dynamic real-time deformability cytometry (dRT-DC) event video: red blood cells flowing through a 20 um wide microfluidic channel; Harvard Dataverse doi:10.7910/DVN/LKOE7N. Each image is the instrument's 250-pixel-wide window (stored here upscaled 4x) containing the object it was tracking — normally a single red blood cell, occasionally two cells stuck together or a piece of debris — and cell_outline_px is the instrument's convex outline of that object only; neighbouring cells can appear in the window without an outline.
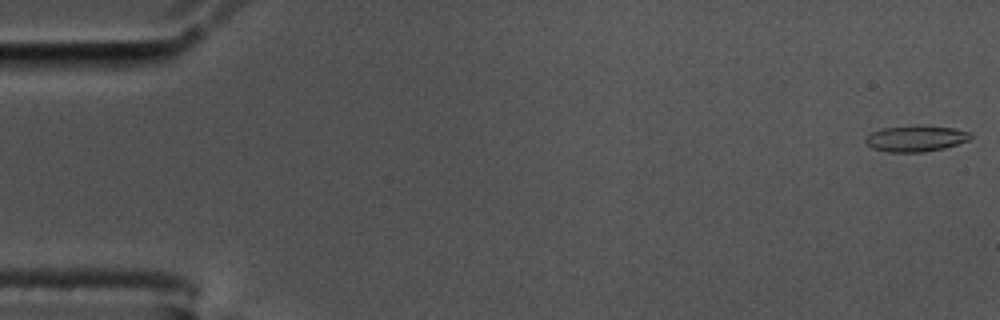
{"species": "common noctule bat (a hibernating species)", "species_latin": "Nyctalus noctula", "temperature_condition": "cold", "stored_images_in_passage": 58, "camera_frame_rate_fps": 3000, "um_per_image_px": 0.085, "animal": {"sex": "male", "body_mass_g": 17.5, "forearm_length_mm": 52.3}, "frame": {"image": 1, "passage_image": 1, "time_ms": 0.0, "image_size_px": [1000, 320], "cell_outline_px": [[972, 136], [968, 140], [944, 148], [924, 152], [888, 152], [872, 148], [864, 140], [864, 136], [880, 128], [916, 124], [920, 124], [952, 128], [968, 132]], "centroid_in_image_um": [77.78, 11.75], "position_along_channel_um": 7.2, "area_um2": 16.18}}
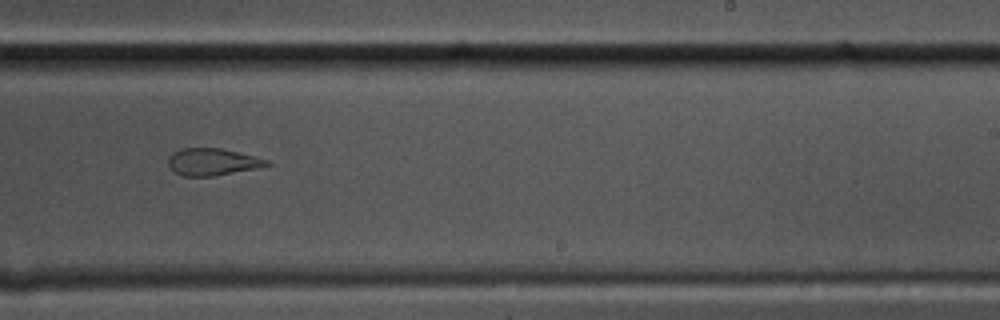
{"frame": {"image": 2, "passage_image": 36, "time_ms": 11.667, "image_size_px": [1000, 320], "cell_outline_px": [[272, 164], [256, 168], [212, 176], [184, 176], [176, 172], [168, 164], [168, 156], [172, 152], [180, 148], [220, 148], [268, 160]], "centroid_in_image_um": [18.01, 13.75], "position_along_channel_um": 271.0, "area_um2": 15.26}}
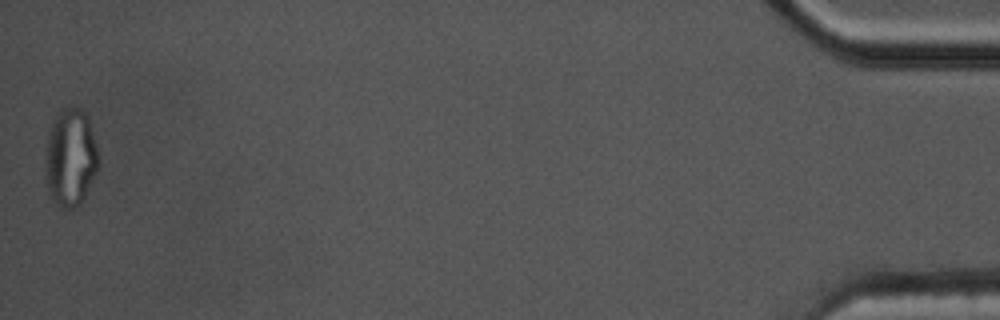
{"frame": {"image": 3, "passage_image": 58, "time_ms": 19.0, "image_size_px": [1000, 320], "cell_outline_px": [[100, 164], [80, 204], [76, 208], [64, 208], [56, 204], [52, 200], [48, 192], [48, 132], [60, 108], [80, 108], [84, 112], [88, 120], [96, 144], [100, 160]], "centroid_in_image_um": [6.03, 13.4], "position_along_channel_um": 429.2, "area_um2": 29.42}, "authors_computed_cell_mechanics": {"area_um2": 16.3285, "velocity_mm_per_s": 3.4602, "shape_relaxation_time_tau1_ms": 8.8303, "shape_relaxation_time_tau2_ms": 1.4207, "deformation_change_tau1": 0.3059, "deformation_change_tau2": 0.0945}}